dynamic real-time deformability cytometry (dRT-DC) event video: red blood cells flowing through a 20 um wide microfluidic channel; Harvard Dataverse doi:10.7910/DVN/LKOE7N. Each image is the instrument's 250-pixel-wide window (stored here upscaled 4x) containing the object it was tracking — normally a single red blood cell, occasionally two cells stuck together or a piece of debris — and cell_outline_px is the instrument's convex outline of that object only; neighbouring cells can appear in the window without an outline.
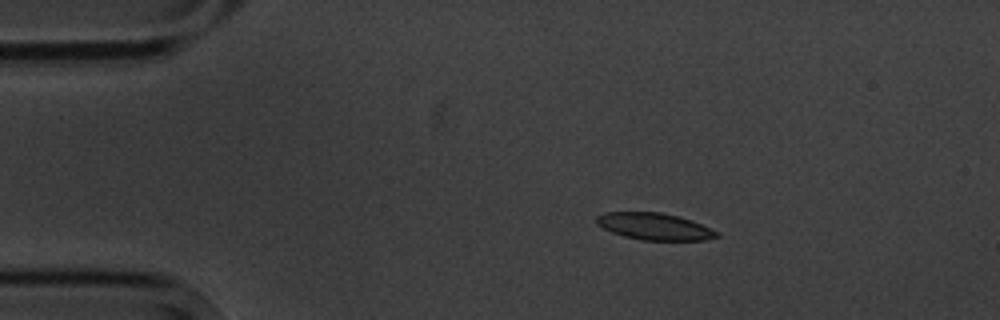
{"species": "common noctule bat (a hibernating species)", "species_latin": "Nyctalus noctula", "temperature_condition": "cold", "stored_images_in_passage": 6, "camera_frame_rate_fps": 3000, "um_per_image_px": 0.085, "animal": {"sex": "male", "body_mass_g": 20.1, "forearm_length_mm": 53.5}, "frame": {"image": 1, "passage_image": 3, "time_ms": 2.333, "image_size_px": [1000, 320], "cell_outline_px": [[720, 236], [704, 240], [640, 240], [624, 236], [612, 232], [596, 224], [596, 216], [604, 212], [660, 212], [692, 220], [716, 232]], "centroid_in_image_um": [55.57, 19.24], "position_along_channel_um": 29.4, "area_um2": 18.61}}
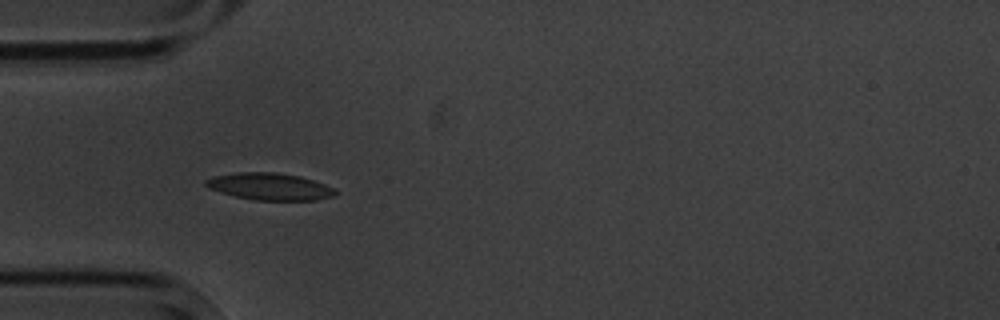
{"frame": {"image": 2, "passage_image": 5, "time_ms": 4.667, "image_size_px": [1000, 320], "cell_outline_px": [[336, 192], [332, 196], [316, 200], [256, 200], [236, 196], [220, 192], [208, 188], [204, 184], [204, 180], [212, 176], [236, 172], [276, 172], [300, 176], [336, 188]], "centroid_in_image_um": [22.89, 15.84], "position_along_channel_um": 62.1, "area_um2": 20.4}}
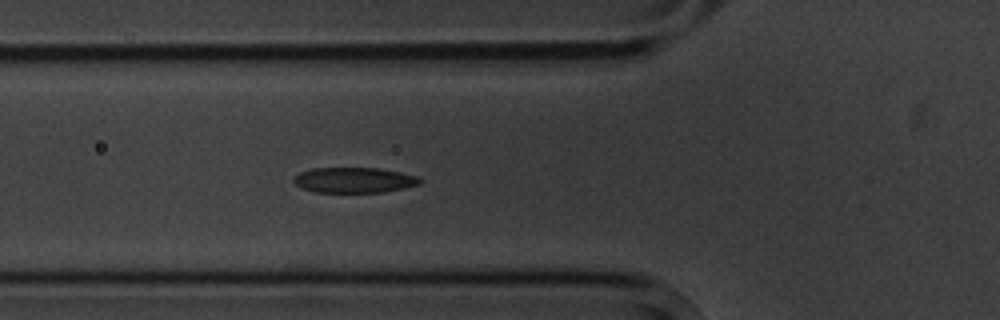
{"frame": {"image": 3, "passage_image": 6, "time_ms": 5.667, "image_size_px": [1000, 320], "cell_outline_px": [[424, 180], [420, 184], [404, 188], [384, 192], [316, 192], [300, 188], [292, 180], [300, 172], [312, 168], [380, 168], [420, 176]], "centroid_in_image_um": [30.14, 15.3], "position_along_channel_um": 95.7, "area_um2": 18.84}}